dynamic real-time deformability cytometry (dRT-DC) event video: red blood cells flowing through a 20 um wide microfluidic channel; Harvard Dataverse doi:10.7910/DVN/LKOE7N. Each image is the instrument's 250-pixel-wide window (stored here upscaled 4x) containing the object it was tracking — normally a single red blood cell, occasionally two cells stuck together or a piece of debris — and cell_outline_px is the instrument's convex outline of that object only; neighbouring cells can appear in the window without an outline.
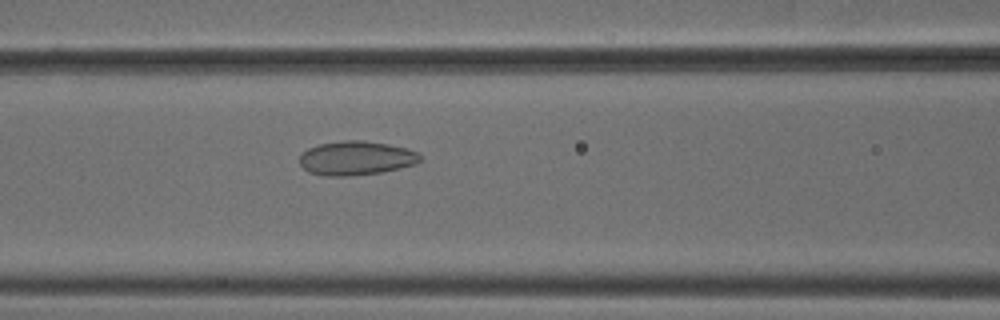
{"species": "common noctule bat (a hibernating species)", "species_latin": "Nyctalus noctula", "temperature_condition": "cold", "stored_images_in_passage": 53, "camera_frame_rate_fps": 3000, "um_per_image_px": 0.085, "animal": {"sex": "male", "body_mass_g": 18.8}, "frame": {"image": 1, "passage_image": 23, "time_ms": 7.333, "image_size_px": [1000, 320], "cell_outline_px": [[420, 160], [416, 164], [400, 168], [380, 172], [348, 176], [324, 176], [308, 172], [300, 164], [300, 156], [308, 148], [320, 144], [344, 140], [364, 140], [388, 144], [408, 148], [416, 152], [420, 156]], "centroid_in_image_um": [30.27, 13.44], "position_along_channel_um": 136.3, "area_um2": 23.87}}
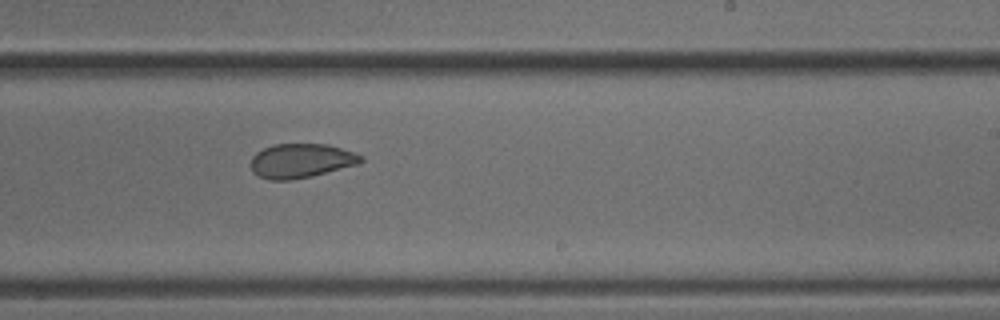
{"frame": {"image": 2, "passage_image": 33, "time_ms": 10.667, "image_size_px": [1000, 320], "cell_outline_px": [[364, 160], [360, 164], [312, 176], [292, 180], [268, 180], [252, 172], [252, 156], [256, 152], [272, 144], [328, 144], [356, 152], [364, 156]], "centroid_in_image_um": [25.64, 13.66], "position_along_channel_um": 263.4, "area_um2": 22.25}}
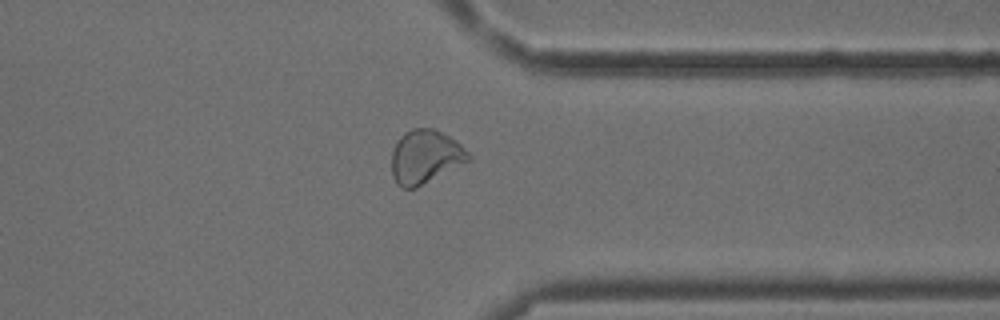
{"frame": {"image": 3, "passage_image": 42, "time_ms": 13.667, "image_size_px": [1000, 320], "cell_outline_px": [[472, 156], [468, 160], [416, 188], [404, 188], [396, 184], [392, 176], [392, 148], [400, 136], [404, 132], [412, 128], [432, 128], [456, 140]], "centroid_in_image_um": [36.1, 13.31], "position_along_channel_um": 375.3, "area_um2": 23.76}, "authors_computed_cell_mechanics": {"area_um2": 24.6806, "velocity_mm_per_s": 3.8106, "shape_relaxation_time_tau1_ms": null, "shape_relaxation_time_tau2_ms": 1.2067, "deformation_change_tau1": null, "deformation_change_tau2": 0.0468}}